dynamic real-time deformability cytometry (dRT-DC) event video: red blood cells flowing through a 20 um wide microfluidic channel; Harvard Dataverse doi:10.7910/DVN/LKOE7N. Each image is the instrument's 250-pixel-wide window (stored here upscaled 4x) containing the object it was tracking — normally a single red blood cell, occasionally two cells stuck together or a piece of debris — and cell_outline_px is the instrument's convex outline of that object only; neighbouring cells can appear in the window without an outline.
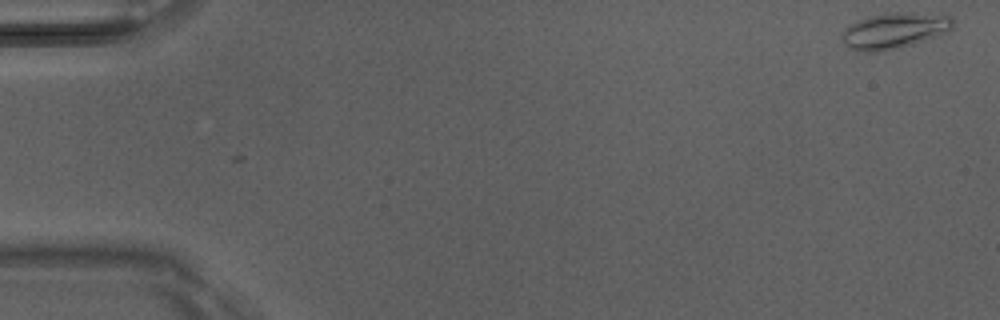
{"species": "Egyptian fruit bat (a non-hibernating species)", "species_latin": "Rousettus aegyptiacus", "temperature_condition": "room temperature", "stored_images_in_passage": 8, "camera_frame_rate_fps": 3000, "um_per_image_px": 0.085, "animal": {"sex": "male"}, "frame": {"image": 1, "passage_image": 1, "time_ms": 0.0, "image_size_px": [1000, 320], "cell_outline_px": [[956, 28], [940, 36], [912, 44], [880, 52], [856, 52], [848, 48], [840, 40], [840, 36], [844, 28], [856, 20], [868, 16], [888, 12], [916, 12], [952, 16], [956, 24]], "centroid_in_image_um": [76.02, 2.6], "position_along_channel_um": 9.0, "area_um2": 24.1}}